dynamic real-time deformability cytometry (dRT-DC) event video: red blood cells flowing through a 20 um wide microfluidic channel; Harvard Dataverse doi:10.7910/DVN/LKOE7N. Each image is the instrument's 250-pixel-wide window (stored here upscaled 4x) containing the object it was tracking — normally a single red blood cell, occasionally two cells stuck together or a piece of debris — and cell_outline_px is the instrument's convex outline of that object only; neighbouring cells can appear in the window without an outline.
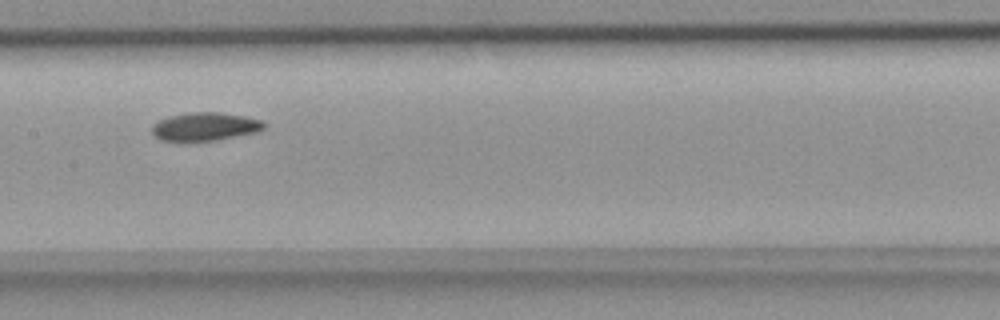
{"species": "common noctule bat (a hibernating species)", "species_latin": "Nyctalus noctula", "temperature_condition": "room temperature", "stored_images_in_passage": 9, "camera_frame_rate_fps": 3000, "um_per_image_px": 0.085, "animal": {"sex": "female", "body_mass_g": 18.4}, "frame": {"image": 1, "passage_image": 7, "time_ms": 2.0, "image_size_px": [1000, 320], "cell_outline_px": [[264, 128], [256, 132], [216, 140], [184, 144], [176, 144], [160, 140], [152, 132], [152, 124], [156, 120], [168, 116], [192, 112], [220, 112], [244, 116], [260, 120], [264, 124]], "centroid_in_image_um": [17.3, 10.8], "position_along_channel_um": 190.1, "area_um2": 19.13}}
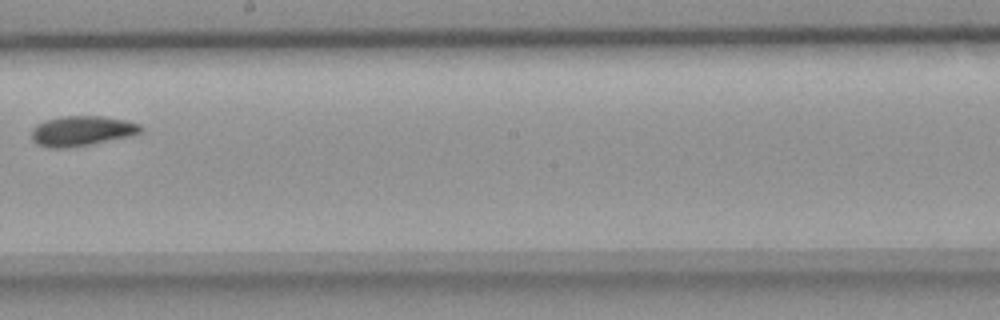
{"frame": {"image": 2, "passage_image": 8, "time_ms": 2.333, "image_size_px": [1000, 320], "cell_outline_px": [[144, 128], [140, 132], [132, 136], [88, 144], [64, 148], [48, 148], [36, 144], [32, 140], [32, 128], [36, 124], [44, 120], [64, 116], [100, 116], [124, 120], [140, 124]], "centroid_in_image_um": [6.92, 11.12], "position_along_channel_um": 241.3, "area_um2": 19.07}}
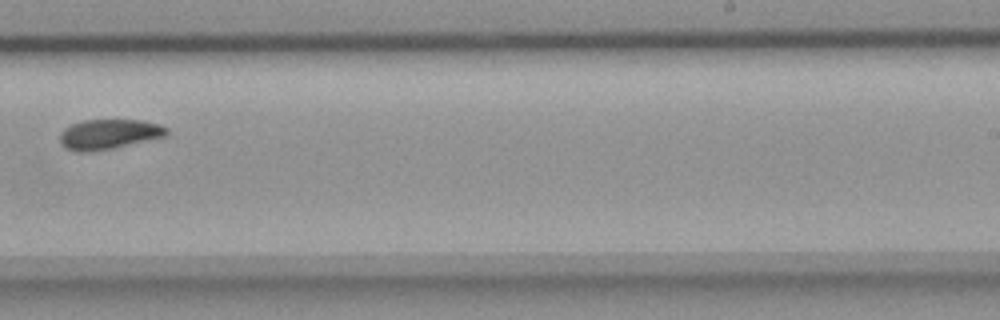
{"frame": {"image": 3, "passage_image": 9, "time_ms": 2.667, "image_size_px": [1000, 320], "cell_outline_px": [[168, 136], [112, 148], [84, 152], [76, 152], [60, 144], [60, 132], [64, 128], [72, 124], [84, 120], [140, 120], [160, 124], [168, 128]], "centroid_in_image_um": [9.27, 11.4], "position_along_channel_um": 279.7, "area_um2": 18.61}}